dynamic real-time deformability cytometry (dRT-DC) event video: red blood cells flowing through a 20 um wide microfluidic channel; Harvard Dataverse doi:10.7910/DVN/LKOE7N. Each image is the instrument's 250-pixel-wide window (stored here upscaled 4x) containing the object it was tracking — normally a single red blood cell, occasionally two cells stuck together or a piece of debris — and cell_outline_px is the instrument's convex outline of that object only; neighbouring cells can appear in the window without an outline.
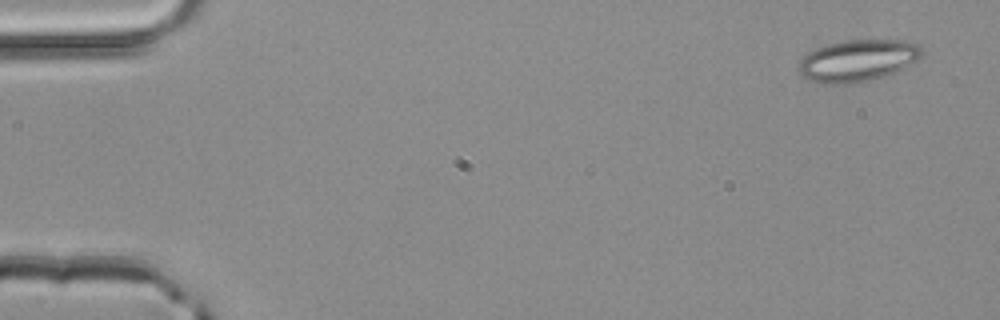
{"species": "common noctule bat (a hibernating species)", "species_latin": "Nyctalus noctula", "temperature_condition": "room temperature", "stored_images_in_passage": 3, "camera_frame_rate_fps": 3000, "um_per_image_px": 0.085, "animal": {"sex": "male", "body_mass_g": 20.4}, "frame": {"image": 1, "passage_image": 1, "time_ms": 0.0, "image_size_px": [1000, 320], "cell_outline_px": [[924, 52], [916, 60], [904, 68], [884, 76], [872, 80], [856, 84], [824, 84], [808, 80], [800, 72], [800, 60], [808, 52], [816, 48], [828, 44], [848, 40], [904, 40], [920, 44], [924, 48]], "centroid_in_image_um": [72.94, 5.15], "position_along_channel_um": 12.1, "area_um2": 30.17}}